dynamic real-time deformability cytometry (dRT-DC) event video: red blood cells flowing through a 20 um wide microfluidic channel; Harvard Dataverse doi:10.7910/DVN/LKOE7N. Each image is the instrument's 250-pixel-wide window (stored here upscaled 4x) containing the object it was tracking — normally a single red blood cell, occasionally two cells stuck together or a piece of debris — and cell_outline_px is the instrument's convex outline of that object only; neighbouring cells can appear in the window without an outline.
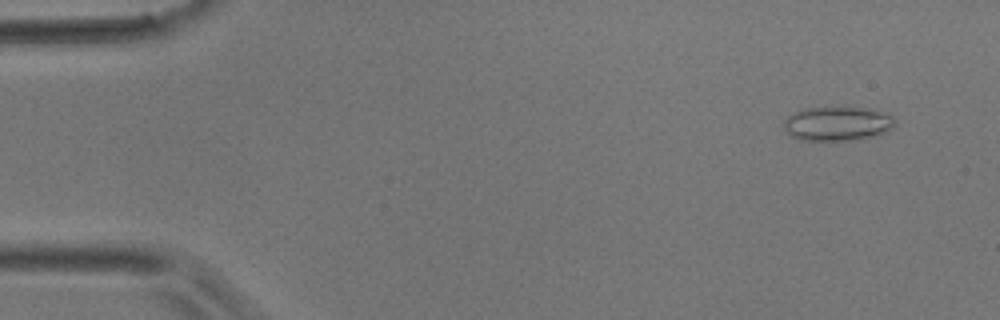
{"species": "common noctule bat (a hibernating species)", "species_latin": "Nyctalus noctula", "temperature_condition": "room temperature", "stored_images_in_passage": 4, "camera_frame_rate_fps": 3000, "um_per_image_px": 0.085, "animal": {"sex": "male", "body_mass_g": 17.9}, "frame": {"image": 1, "passage_image": 1, "time_ms": 0.0, "image_size_px": [1000, 320], "cell_outline_px": [[896, 124], [888, 132], [860, 140], [804, 140], [792, 136], [784, 128], [784, 120], [788, 116], [804, 108], [868, 108], [888, 112], [896, 120]], "centroid_in_image_um": [71.27, 10.51], "position_along_channel_um": 13.7, "area_um2": 22.25}}